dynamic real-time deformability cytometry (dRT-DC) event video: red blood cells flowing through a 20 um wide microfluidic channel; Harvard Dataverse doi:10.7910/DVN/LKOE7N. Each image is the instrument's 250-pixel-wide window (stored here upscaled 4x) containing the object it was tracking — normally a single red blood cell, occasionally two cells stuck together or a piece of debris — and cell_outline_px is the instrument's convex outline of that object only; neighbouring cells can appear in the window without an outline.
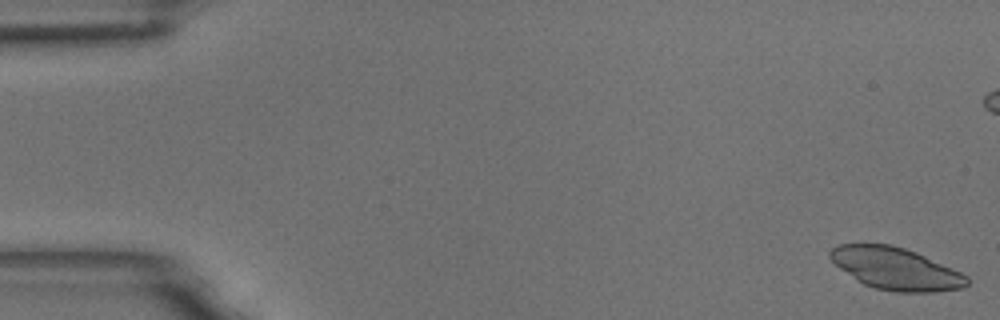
{"species": "common noctule bat (a hibernating species)", "species_latin": "Nyctalus noctula", "temperature_condition": "room temperature", "stored_images_in_passage": 57, "camera_frame_rate_fps": 3000, "um_per_image_px": 0.085, "animal": {"sex": "male", "body_mass_g": 18.8}, "frame": {"image": 1, "passage_image": 1, "time_ms": 0.0, "image_size_px": [1000, 320], "cell_outline_px": [[968, 284], [964, 288], [936, 292], [896, 292], [876, 288], [864, 284], [856, 280], [840, 268], [828, 256], [828, 252], [832, 248], [840, 244], [892, 244], [916, 252], [952, 268], [968, 276]], "centroid_in_image_um": [76.15, 22.84], "position_along_channel_um": 8.9, "area_um2": 33.52}}